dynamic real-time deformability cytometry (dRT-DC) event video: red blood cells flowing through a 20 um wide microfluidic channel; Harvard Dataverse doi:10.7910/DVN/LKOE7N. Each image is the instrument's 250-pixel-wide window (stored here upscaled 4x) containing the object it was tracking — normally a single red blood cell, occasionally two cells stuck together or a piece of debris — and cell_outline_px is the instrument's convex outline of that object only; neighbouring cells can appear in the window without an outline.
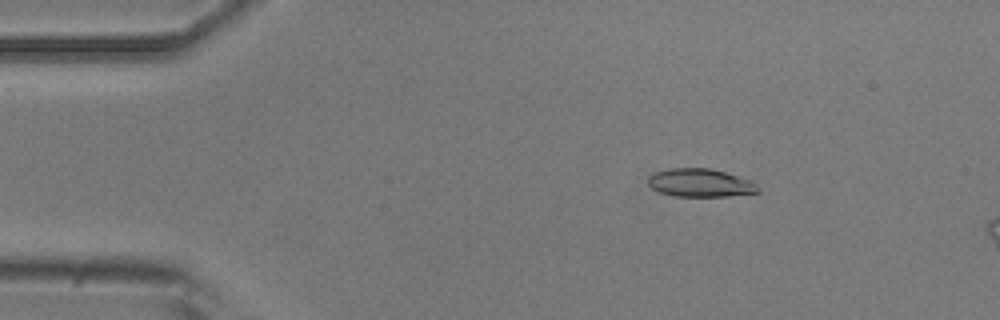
{"species": "common noctule bat (a hibernating species)", "species_latin": "Nyctalus noctula", "temperature_condition": "room temperature", "stored_images_in_passage": 12, "camera_frame_rate_fps": 3000, "um_per_image_px": 0.085, "animal": {"sex": "male", "body_mass_g": 20.5, "forearm_length_mm": 52.5}, "frame": {"image": 1, "passage_image": 6, "time_ms": 1.667, "image_size_px": [1000, 320], "cell_outline_px": [[760, 192], [728, 196], [676, 196], [660, 192], [652, 188], [648, 184], [648, 176], [656, 172], [672, 168], [708, 168], [724, 172], [752, 180], [760, 188]], "centroid_in_image_um": [59.55, 15.54], "position_along_channel_um": 25.5, "area_um2": 17.98}}